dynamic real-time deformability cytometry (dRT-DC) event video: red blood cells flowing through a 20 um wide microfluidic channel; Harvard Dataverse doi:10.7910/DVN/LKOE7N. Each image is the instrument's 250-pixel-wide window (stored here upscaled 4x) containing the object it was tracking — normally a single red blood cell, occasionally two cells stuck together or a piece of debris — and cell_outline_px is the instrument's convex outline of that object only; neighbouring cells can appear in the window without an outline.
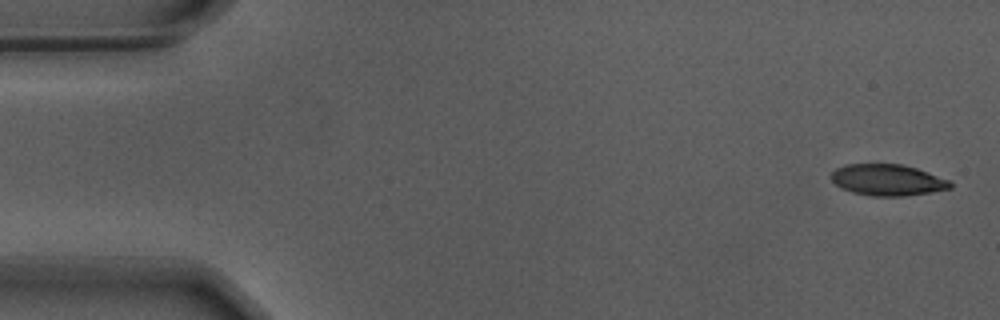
{"species": "Egyptian fruit bat (a non-hibernating species)", "species_latin": "Rousettus aegyptiacus", "temperature_condition": "warm", "stored_images_in_passage": 55, "camera_frame_rate_fps": 3000, "um_per_image_px": 0.085, "animal": {"sex": "male"}, "frame": {"image": 1, "passage_image": 1, "time_ms": 0.0, "image_size_px": [1000, 320], "cell_outline_px": [[952, 188], [932, 192], [904, 196], [872, 196], [852, 192], [836, 184], [832, 180], [832, 172], [836, 168], [844, 164], [900, 164], [916, 168], [952, 180]], "centroid_in_image_um": [75.49, 15.29], "position_along_channel_um": 9.5, "area_um2": 21.73}}
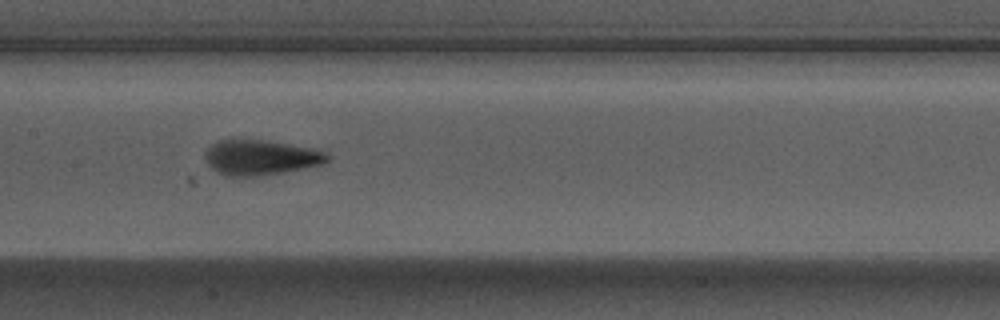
{"frame": {"image": 2, "passage_image": 26, "time_ms": 8.333, "image_size_px": [1000, 320], "cell_outline_px": [[328, 160], [324, 164], [284, 172], [260, 176], [224, 176], [216, 172], [208, 164], [208, 148], [212, 144], [220, 140], [260, 140], [312, 148], [328, 152]], "centroid_in_image_um": [22.19, 13.4], "position_along_channel_um": 185.2, "area_um2": 24.62}}
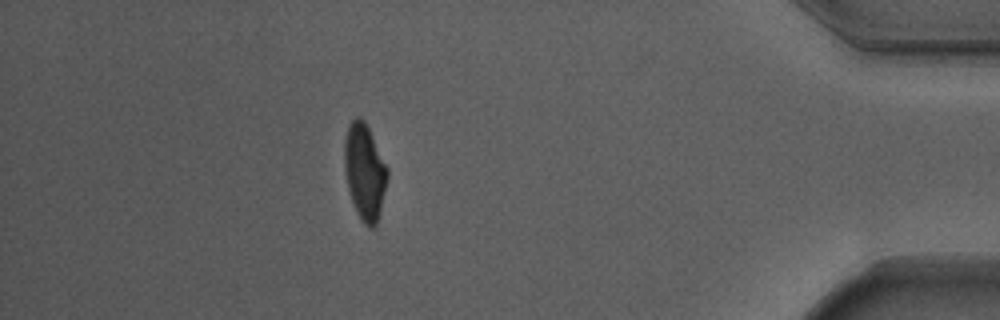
{"frame": {"image": 3, "passage_image": 48, "time_ms": 15.667, "image_size_px": [1000, 320], "cell_outline_px": [[388, 176], [380, 212], [376, 224], [372, 228], [368, 228], [364, 224], [356, 212], [348, 188], [344, 172], [344, 140], [348, 124], [356, 116], [360, 116], [364, 120], [388, 168]], "centroid_in_image_um": [30.98, 14.59], "position_along_channel_um": 404.2, "area_um2": 24.04}, "authors_computed_cell_mechanics": {"area_um2": 23.7558, "velocity_mm_per_s": 3.6933, "shape_relaxation_time_tau1_ms": 3.8164, "shape_relaxation_time_tau2_ms": 1.5181, "deformation_change_tau1": 0.1859, "deformation_change_tau2": 0.0857}}